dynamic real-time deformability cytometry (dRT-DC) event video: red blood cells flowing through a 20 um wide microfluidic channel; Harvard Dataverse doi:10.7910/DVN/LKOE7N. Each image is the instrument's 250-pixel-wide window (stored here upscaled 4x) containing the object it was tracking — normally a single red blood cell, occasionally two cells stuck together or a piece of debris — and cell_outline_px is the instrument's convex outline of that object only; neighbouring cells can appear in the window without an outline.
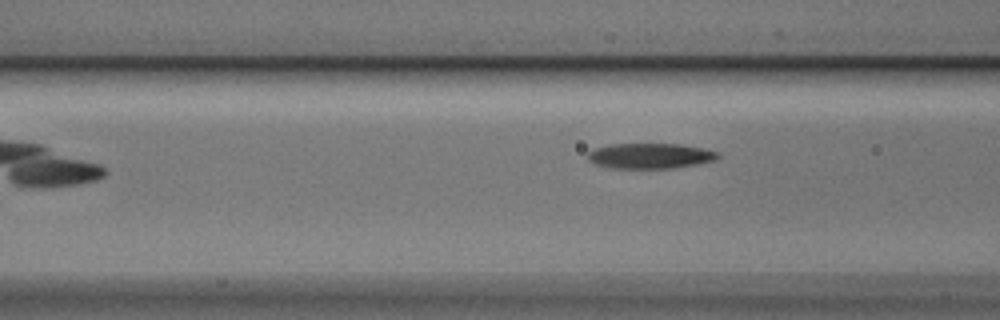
{"species": "Egyptian fruit bat (a non-hibernating species)", "species_latin": "Rousettus aegyptiacus", "temperature_condition": "cold", "stored_images_in_passage": 8, "camera_frame_rate_fps": 3000, "um_per_image_px": 0.085, "animal": {"sex": "male"}, "frame": {"image": 1, "passage_image": 7, "time_ms": 2.0, "image_size_px": [1000, 320], "cell_outline_px": [[720, 156], [716, 160], [696, 164], [672, 168], [612, 168], [596, 164], [588, 160], [588, 152], [596, 148], [608, 144], [680, 144], [720, 152]], "centroid_in_image_um": [55.27, 13.25], "position_along_channel_um": 111.3, "area_um2": 19.13}}